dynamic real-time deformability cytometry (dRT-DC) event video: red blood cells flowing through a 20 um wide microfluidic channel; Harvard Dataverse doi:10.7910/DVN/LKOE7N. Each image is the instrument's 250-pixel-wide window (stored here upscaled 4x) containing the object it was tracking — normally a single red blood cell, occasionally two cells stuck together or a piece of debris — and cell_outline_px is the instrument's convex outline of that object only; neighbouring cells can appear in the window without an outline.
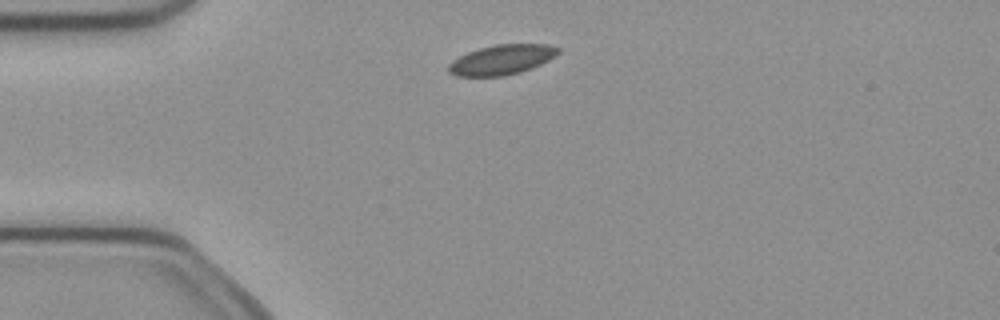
{"species": "common noctule bat (a hibernating species)", "species_latin": "Nyctalus noctula", "temperature_condition": "cold", "stored_images_in_passage": 4, "camera_frame_rate_fps": 3000, "um_per_image_px": 0.085, "animal": {"sex": "female", "body_mass_g": 21.9}, "frame": {"image": 1, "passage_image": 1, "time_ms": 0.0, "image_size_px": [1000, 320], "cell_outline_px": [[560, 52], [556, 56], [540, 64], [520, 72], [504, 76], [456, 76], [448, 72], [448, 64], [452, 60], [468, 52], [480, 48], [496, 44], [548, 44], [560, 48]], "centroid_in_image_um": [42.65, 5.07], "position_along_channel_um": 42.4, "area_um2": 19.07}}
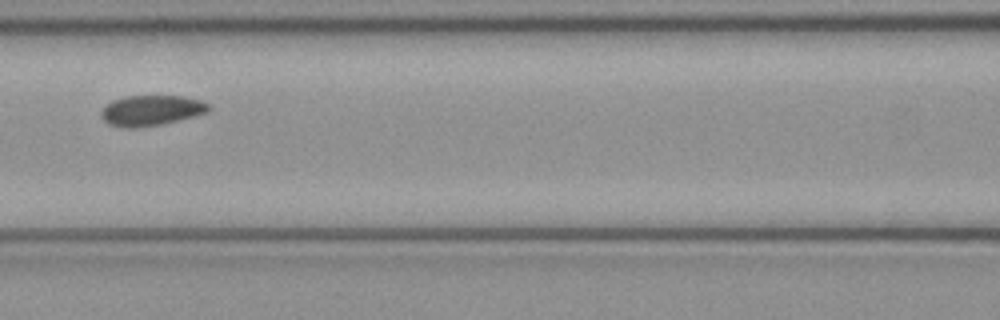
{"frame": {"image": 2, "passage_image": 4, "time_ms": 1.0, "image_size_px": [1000, 320], "cell_outline_px": [[212, 108], [208, 112], [196, 116], [160, 124], [136, 128], [120, 128], [108, 124], [100, 116], [100, 112], [112, 100], [128, 96], [184, 96], [200, 100], [208, 104]], "centroid_in_image_um": [12.86, 9.39], "position_along_channel_um": 153.7, "area_um2": 19.13}}